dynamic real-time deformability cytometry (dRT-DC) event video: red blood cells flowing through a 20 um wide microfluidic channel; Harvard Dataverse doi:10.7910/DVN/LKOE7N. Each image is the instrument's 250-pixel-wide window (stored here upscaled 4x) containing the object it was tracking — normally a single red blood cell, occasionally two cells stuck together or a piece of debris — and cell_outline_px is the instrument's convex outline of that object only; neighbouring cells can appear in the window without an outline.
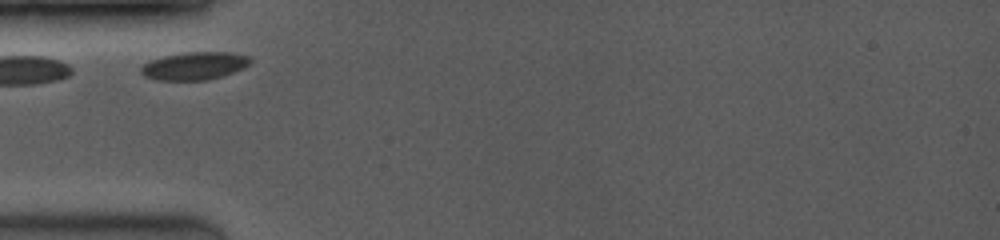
{"species": "common noctule bat (a hibernating species)", "species_latin": "Nyctalus noctula", "temperature_condition": "room temperature", "stored_images_in_passage": 10, "camera_frame_rate_fps": 3500, "um_per_image_px": 0.085, "animal": {"sex": "female", "body_mass_g": 19.0, "forearm_length_mm": 53.3}, "frame": {"image": 1, "passage_image": 1, "time_ms": 0.0, "image_size_px": [1000, 240], "cell_outline_px": [[252, 60], [244, 68], [208, 80], [156, 80], [144, 76], [140, 72], [140, 68], [144, 64], [152, 60], [164, 56], [184, 52], [228, 52], [248, 56]], "centroid_in_image_um": [16.5, 5.6], "position_along_channel_um": 68.5, "area_um2": 17.57}}
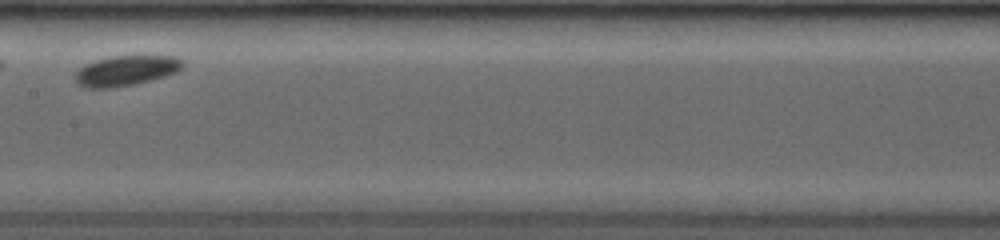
{"frame": {"image": 2, "passage_image": 6, "time_ms": 3.429, "image_size_px": [1000, 240], "cell_outline_px": [[184, 68], [176, 72], [164, 76], [136, 84], [112, 88], [84, 88], [76, 80], [76, 72], [84, 64], [108, 56], [176, 56], [184, 60]], "centroid_in_image_um": [10.74, 6.0], "position_along_channel_um": 196.7, "area_um2": 19.02}}